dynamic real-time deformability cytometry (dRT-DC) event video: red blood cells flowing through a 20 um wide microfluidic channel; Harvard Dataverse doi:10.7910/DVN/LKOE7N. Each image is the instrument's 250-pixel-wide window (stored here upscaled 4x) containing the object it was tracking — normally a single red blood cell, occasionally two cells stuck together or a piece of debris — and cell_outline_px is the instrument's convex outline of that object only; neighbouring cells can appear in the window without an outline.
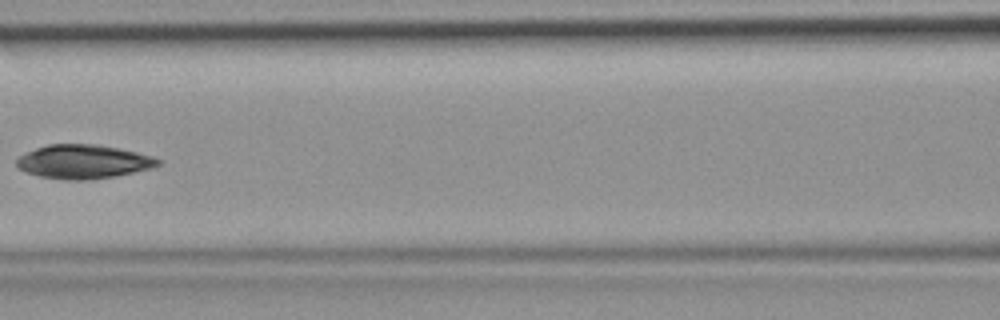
{"species": "common noctule bat (a hibernating species)", "species_latin": "Nyctalus noctula", "temperature_condition": "room temperature", "stored_images_in_passage": 5, "camera_frame_rate_fps": 3000, "um_per_image_px": 0.085, "animal": {"sex": "female", "body_mass_g": 19.9}, "frame": {"image": 1, "passage_image": 5, "time_ms": 1.333, "image_size_px": [1000, 320], "cell_outline_px": [[160, 164], [156, 168], [116, 176], [84, 180], [68, 180], [40, 176], [28, 172], [20, 168], [16, 164], [16, 160], [24, 152], [48, 144], [96, 144], [120, 148], [152, 156], [160, 160]], "centroid_in_image_um": [7.13, 13.74], "position_along_channel_um": 159.5, "area_um2": 27.98}}